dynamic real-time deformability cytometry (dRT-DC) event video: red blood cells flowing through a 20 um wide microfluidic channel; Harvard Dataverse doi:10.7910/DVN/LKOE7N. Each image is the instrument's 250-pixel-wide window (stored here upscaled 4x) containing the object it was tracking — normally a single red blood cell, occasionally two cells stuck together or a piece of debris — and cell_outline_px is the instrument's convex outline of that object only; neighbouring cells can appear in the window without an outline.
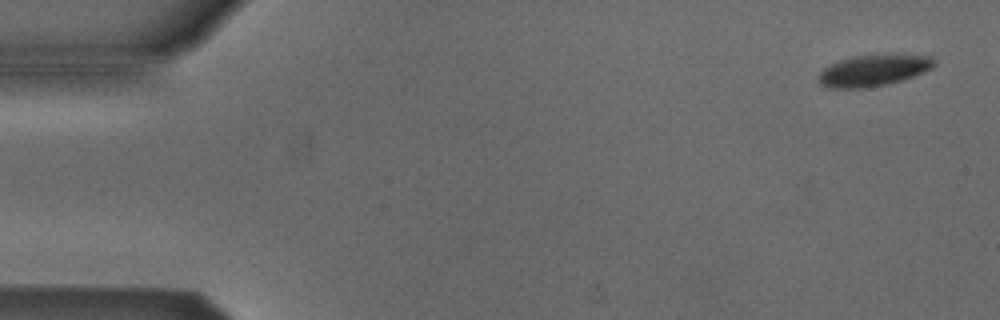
{"species": "Egyptian fruit bat (a non-hibernating species)", "species_latin": "Rousettus aegyptiacus", "temperature_condition": "cold", "stored_images_in_passage": 6, "camera_frame_rate_fps": 3000, "um_per_image_px": 0.085, "animal": {"sex": "male"}, "frame": {"image": 1, "passage_image": 1, "time_ms": 0.0, "image_size_px": [1000, 320], "cell_outline_px": [[936, 64], [932, 68], [912, 76], [888, 84], [864, 88], [828, 88], [820, 84], [816, 76], [824, 68], [840, 60], [856, 56], [888, 52], [932, 56], [936, 60]], "centroid_in_image_um": [74.27, 5.95], "position_along_channel_um": 10.7, "area_um2": 21.68}}
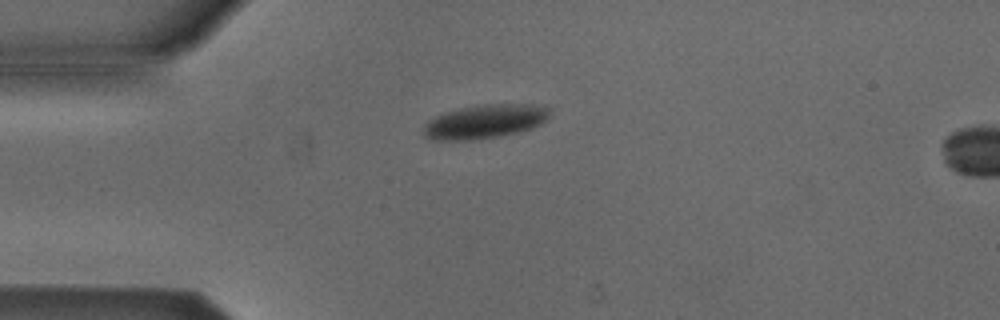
{"frame": {"image": 2, "passage_image": 4, "time_ms": 3.667, "image_size_px": [1000, 320], "cell_outline_px": [[552, 112], [540, 124], [532, 128], [500, 136], [472, 140], [428, 140], [424, 136], [424, 124], [428, 120], [444, 112], [460, 108], [484, 104], [544, 104]], "centroid_in_image_um": [41.21, 10.32], "position_along_channel_um": 43.8, "area_um2": 25.09}}
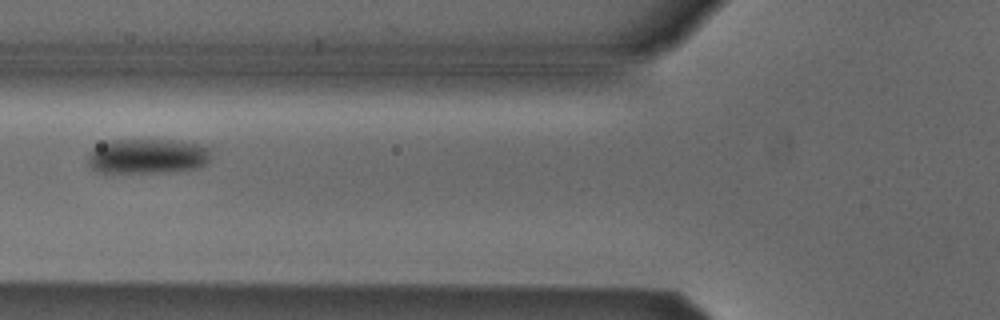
{"frame": {"image": 3, "passage_image": 6, "time_ms": 6.0, "image_size_px": [1000, 320], "cell_outline_px": [[212, 160], [200, 168], [156, 172], [96, 172], [88, 164], [88, 156], [92, 148], [112, 140], [172, 140], [196, 144], [212, 148]], "centroid_in_image_um": [12.58, 13.28], "position_along_channel_um": 113.2, "area_um2": 25.14}}